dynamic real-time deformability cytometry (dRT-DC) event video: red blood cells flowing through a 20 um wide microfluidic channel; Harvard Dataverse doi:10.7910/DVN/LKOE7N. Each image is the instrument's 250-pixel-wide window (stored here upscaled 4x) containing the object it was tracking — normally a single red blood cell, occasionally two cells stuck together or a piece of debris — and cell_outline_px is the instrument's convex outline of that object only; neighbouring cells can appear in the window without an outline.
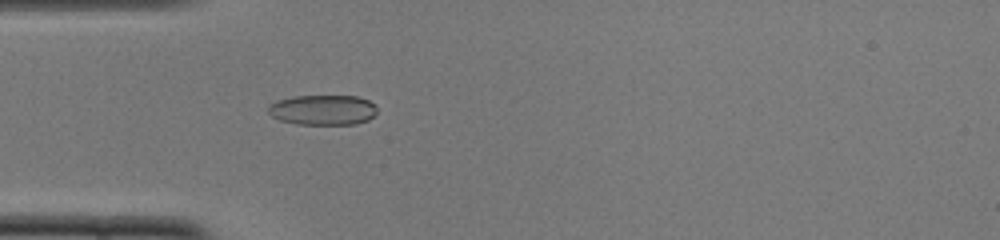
{"species": "common noctule bat (a hibernating species)", "species_latin": "Nyctalus noctula", "temperature_condition": "cold", "stored_images_in_passage": 15, "camera_frame_rate_fps": 3000, "um_per_image_px": 0.085, "animal": {"sex": "female", "body_mass_g": 22.0, "forearm_length_mm": 56.7}, "frame": {"image": 1, "passage_image": 9, "time_ms": 2.667, "image_size_px": [1000, 240], "cell_outline_px": [[376, 112], [368, 120], [356, 124], [296, 124], [280, 120], [272, 116], [268, 112], [268, 104], [292, 96], [356, 96], [368, 100], [376, 104]], "centroid_in_image_um": [27.44, 9.34], "position_along_channel_um": 57.6, "area_um2": 19.13}}
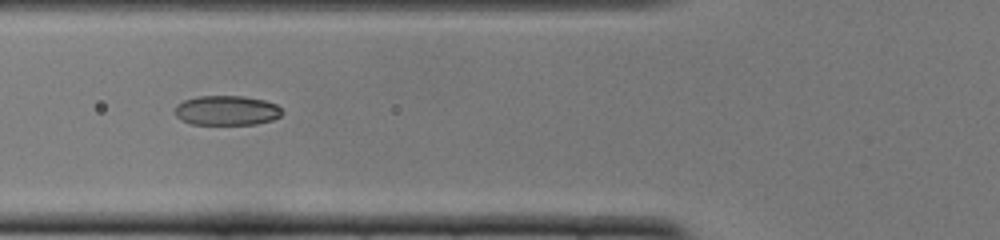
{"frame": {"image": 2, "passage_image": 13, "time_ms": 4.0, "image_size_px": [1000, 240], "cell_outline_px": [[284, 112], [280, 116], [272, 120], [256, 124], [192, 124], [180, 120], [176, 116], [176, 104], [184, 100], [196, 96], [244, 96], [264, 100], [276, 104]], "centroid_in_image_um": [19.27, 9.38], "position_along_channel_um": 106.5, "area_um2": 18.61}}